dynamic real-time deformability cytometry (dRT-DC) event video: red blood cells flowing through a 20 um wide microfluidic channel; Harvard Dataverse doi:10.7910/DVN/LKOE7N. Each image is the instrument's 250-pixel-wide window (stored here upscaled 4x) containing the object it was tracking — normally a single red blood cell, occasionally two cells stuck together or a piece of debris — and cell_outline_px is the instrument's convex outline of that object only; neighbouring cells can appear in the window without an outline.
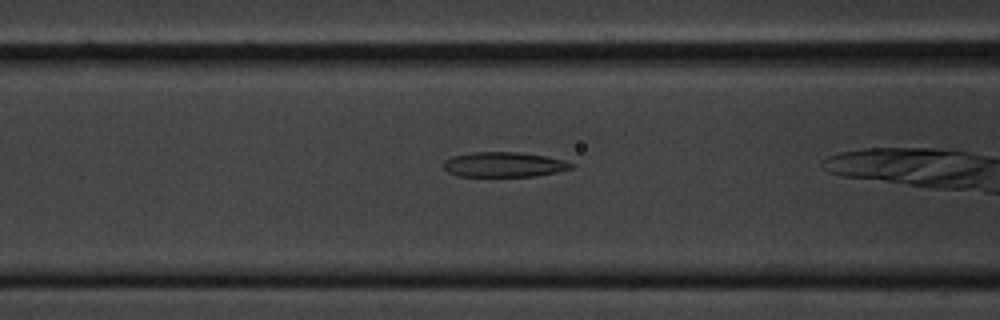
{"species": "common noctule bat (a hibernating species)", "species_latin": "Nyctalus noctula", "temperature_condition": "cold", "stored_images_in_passage": 18, "camera_frame_rate_fps": 3000, "um_per_image_px": 0.085, "animal": {"sex": "male", "body_mass_g": 20.1, "forearm_length_mm": 53.5}, "frame": {"image": 1, "passage_image": 6, "time_ms": 1.667, "image_size_px": [1000, 320], "cell_outline_px": [[572, 168], [556, 172], [532, 176], [456, 176], [448, 172], [444, 168], [444, 160], [452, 156], [472, 152], [520, 152], [544, 156], [564, 160], [572, 164]], "centroid_in_image_um": [42.78, 13.98], "position_along_channel_um": 123.8, "area_um2": 18.44}}
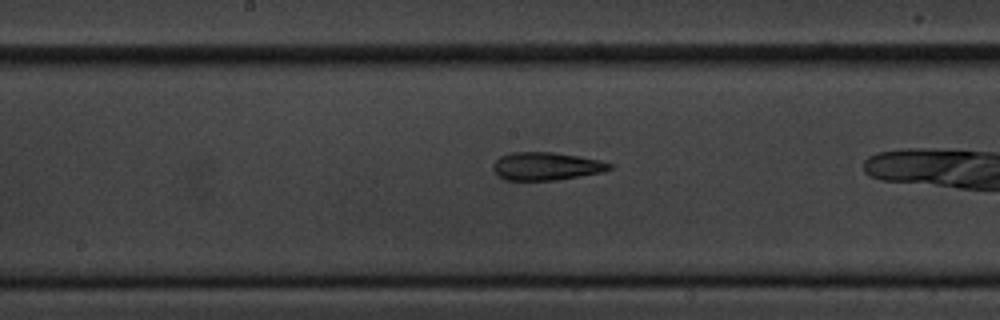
{"frame": {"image": 2, "passage_image": 13, "time_ms": 4.0, "image_size_px": [1000, 320], "cell_outline_px": [[612, 168], [604, 172], [556, 180], [504, 180], [496, 176], [492, 172], [492, 164], [500, 156], [512, 152], [552, 152], [580, 156], [600, 160], [612, 164]], "centroid_in_image_um": [46.39, 14.13], "position_along_channel_um": 201.8, "area_um2": 19.25}}
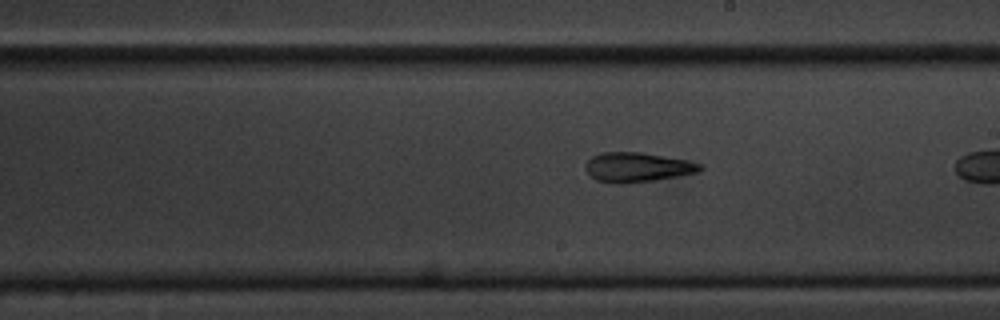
{"frame": {"image": 3, "passage_image": 16, "time_ms": 5.0, "image_size_px": [1000, 320], "cell_outline_px": [[704, 168], [700, 172], [652, 180], [620, 184], [612, 184], [596, 180], [584, 168], [588, 160], [592, 156], [600, 152], [640, 152], [684, 160], [700, 164]], "centroid_in_image_um": [54.13, 14.22], "position_along_channel_um": 234.9, "area_um2": 19.54}}